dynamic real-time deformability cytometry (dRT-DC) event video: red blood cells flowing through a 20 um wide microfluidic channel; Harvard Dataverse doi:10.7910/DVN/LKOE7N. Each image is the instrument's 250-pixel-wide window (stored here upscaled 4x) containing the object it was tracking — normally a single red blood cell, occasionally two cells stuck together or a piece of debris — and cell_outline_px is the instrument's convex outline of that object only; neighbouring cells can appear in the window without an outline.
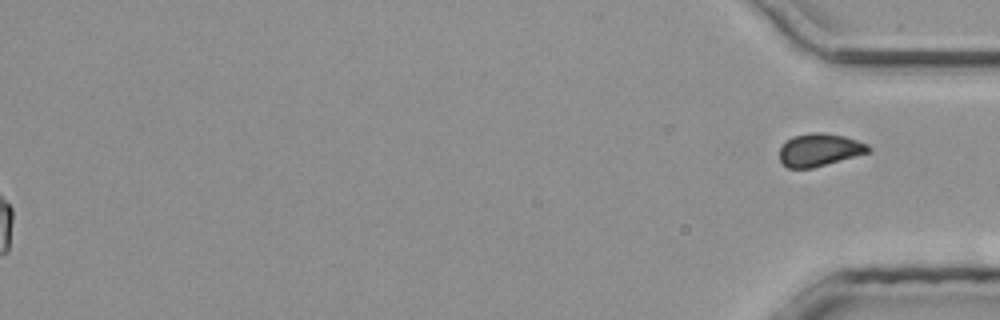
{"species": "common noctule bat (a hibernating species)", "species_latin": "Nyctalus noctula", "temperature_condition": "room temperature", "stored_images_in_passage": 40, "segment_of_instrument_passage": [2, 2], "camera_frame_rate_fps": 3000, "um_per_image_px": 0.085, "animal": {"sex": "male", "body_mass_g": 20.4}, "frame": {"image": 1, "passage_image": 40, "time_ms": 13.0, "image_size_px": [1000, 320], "cell_outline_px": [[872, 152], [812, 168], [788, 168], [780, 160], [780, 148], [784, 140], [792, 136], [808, 132], [824, 132], [844, 136], [868, 144], [872, 148]], "centroid_in_image_um": [69.67, 12.72], "position_along_channel_um": 365.5, "area_um2": 17.22}}